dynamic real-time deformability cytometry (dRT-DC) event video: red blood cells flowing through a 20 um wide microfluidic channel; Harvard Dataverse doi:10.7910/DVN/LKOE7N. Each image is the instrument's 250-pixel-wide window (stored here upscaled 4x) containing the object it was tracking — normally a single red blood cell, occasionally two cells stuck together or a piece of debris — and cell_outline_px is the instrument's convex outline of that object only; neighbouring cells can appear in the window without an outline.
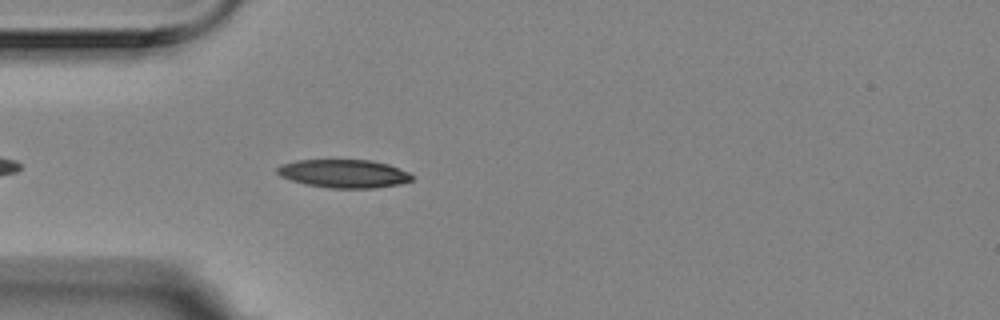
{"species": "Egyptian fruit bat (a non-hibernating species)", "species_latin": "Rousettus aegyptiacus", "temperature_condition": "room temperature", "stored_images_in_passage": 3, "camera_frame_rate_fps": 3000, "um_per_image_px": 0.085, "animal": {"sex": "female"}, "frame": {"image": 1, "passage_image": 3, "time_ms": 0.667, "image_size_px": [1000, 320], "cell_outline_px": [[412, 180], [400, 184], [376, 188], [328, 188], [304, 184], [280, 176], [276, 172], [276, 168], [280, 164], [296, 160], [372, 160], [388, 164], [408, 172], [412, 176]], "centroid_in_image_um": [29.2, 14.76], "position_along_channel_um": 55.8, "area_um2": 22.31}}